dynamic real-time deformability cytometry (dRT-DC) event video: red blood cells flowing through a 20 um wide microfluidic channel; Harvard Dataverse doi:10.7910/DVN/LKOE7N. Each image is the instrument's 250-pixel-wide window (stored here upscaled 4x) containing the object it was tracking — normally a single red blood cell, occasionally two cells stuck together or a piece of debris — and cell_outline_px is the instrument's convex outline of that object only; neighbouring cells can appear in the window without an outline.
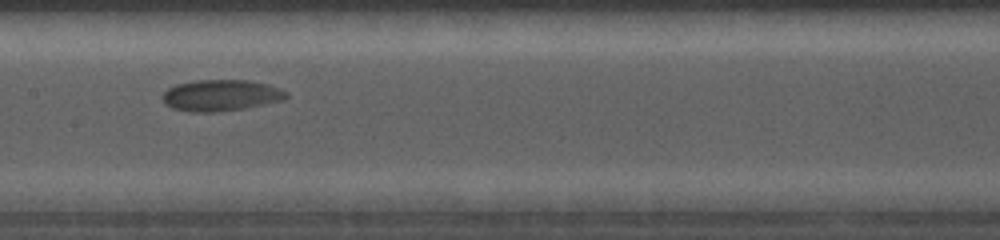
{"species": "common noctule bat (a hibernating species)", "species_latin": "Nyctalus noctula", "temperature_condition": "cold", "stored_images_in_passage": 8, "camera_frame_rate_fps": 5000, "um_per_image_px": 0.085, "animal": {"sex": "female", "body_mass_g": 19.0, "forearm_length_mm": 56.7}, "frame": {"image": 1, "passage_image": 6, "time_ms": 4.2, "image_size_px": [1000, 240], "cell_outline_px": [[288, 96], [284, 100], [244, 108], [212, 112], [192, 112], [172, 108], [164, 104], [164, 92], [168, 88], [176, 84], [196, 80], [248, 80], [268, 84], [280, 88], [288, 92]], "centroid_in_image_um": [18.8, 8.1], "position_along_channel_um": 188.6, "area_um2": 22.54}}